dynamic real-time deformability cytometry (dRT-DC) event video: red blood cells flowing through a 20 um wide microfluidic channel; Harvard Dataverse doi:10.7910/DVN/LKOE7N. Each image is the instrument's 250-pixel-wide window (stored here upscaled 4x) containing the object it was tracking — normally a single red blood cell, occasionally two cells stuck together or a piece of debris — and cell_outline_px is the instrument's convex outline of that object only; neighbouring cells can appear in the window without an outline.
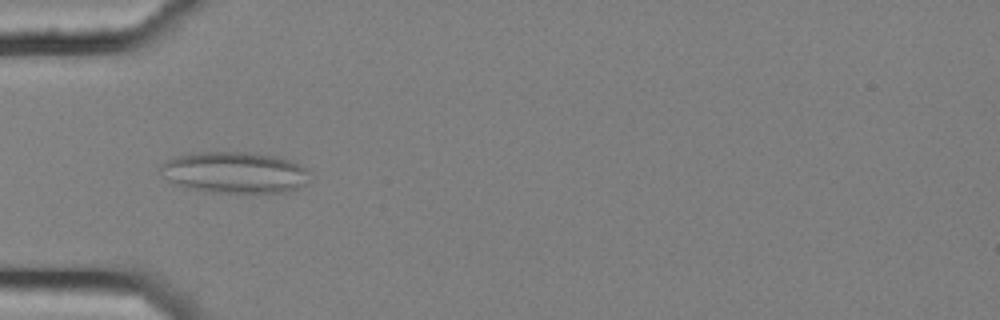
{"species": "common noctule bat (a hibernating species)", "species_latin": "Nyctalus noctula", "temperature_condition": "cold", "stored_images_in_passage": 5, "camera_frame_rate_fps": 3000, "um_per_image_px": 0.085, "animal": {"sex": "female", "body_mass_g": 25.1}, "frame": {"image": 1, "passage_image": 4, "time_ms": 1.0, "image_size_px": [1000, 320], "cell_outline_px": [[308, 184], [284, 192], [204, 192], [172, 184], [160, 172], [160, 164], [176, 156], [192, 152], [248, 152], [276, 156], [288, 160], [304, 168]], "centroid_in_image_um": [19.85, 14.66], "position_along_channel_um": 65.1, "area_um2": 35.78}}